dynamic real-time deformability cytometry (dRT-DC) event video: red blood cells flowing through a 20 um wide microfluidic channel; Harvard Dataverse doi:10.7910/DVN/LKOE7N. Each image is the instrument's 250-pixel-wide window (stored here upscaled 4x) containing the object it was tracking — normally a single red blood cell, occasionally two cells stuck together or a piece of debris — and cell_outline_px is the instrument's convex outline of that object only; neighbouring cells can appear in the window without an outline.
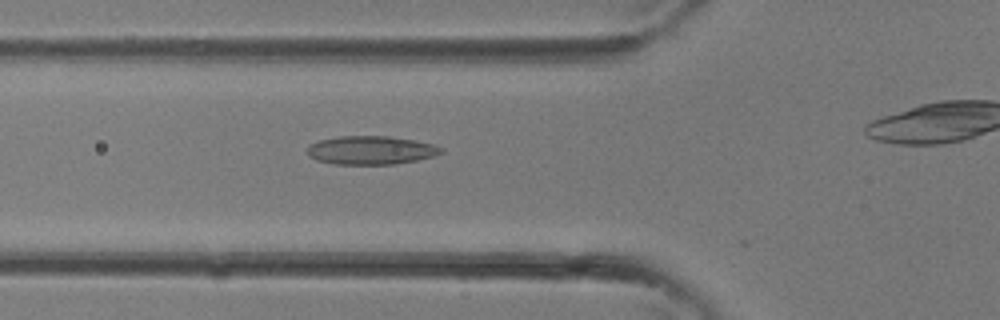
{"species": "common noctule bat (a hibernating species)", "species_latin": "Nyctalus noctula", "temperature_condition": "room temperature", "stored_images_in_passage": 20, "camera_frame_rate_fps": 3000, "um_per_image_px": 0.085, "animal": {"sex": "female"}, "frame": {"image": 1, "passage_image": 3, "time_ms": 0.667, "image_size_px": [1000, 320], "cell_outline_px": [[444, 152], [432, 156], [416, 160], [392, 164], [332, 164], [316, 160], [308, 156], [308, 144], [320, 140], [340, 136], [388, 136], [416, 140], [432, 144], [444, 148]], "centroid_in_image_um": [31.51, 12.76], "position_along_channel_um": 94.3, "area_um2": 22.25}}
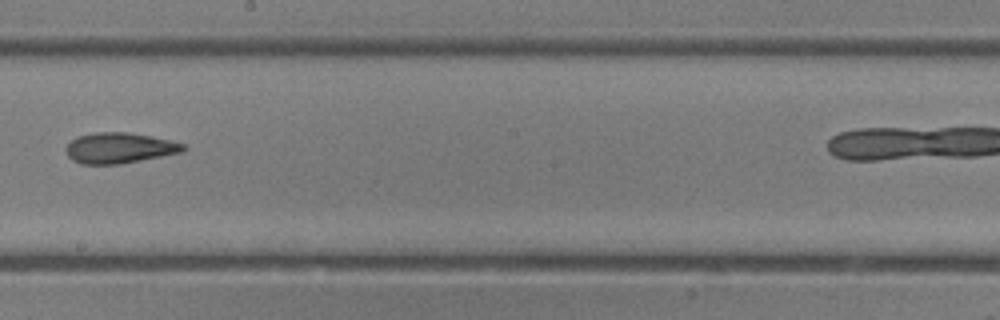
{"frame": {"image": 2, "passage_image": 10, "time_ms": 3.0, "image_size_px": [1000, 320], "cell_outline_px": [[188, 148], [184, 152], [120, 164], [80, 164], [72, 160], [68, 156], [64, 148], [76, 136], [96, 132], [128, 132], [168, 140], [184, 144]], "centroid_in_image_um": [10.13, 12.58], "position_along_channel_um": 238.1, "area_um2": 20.98}}
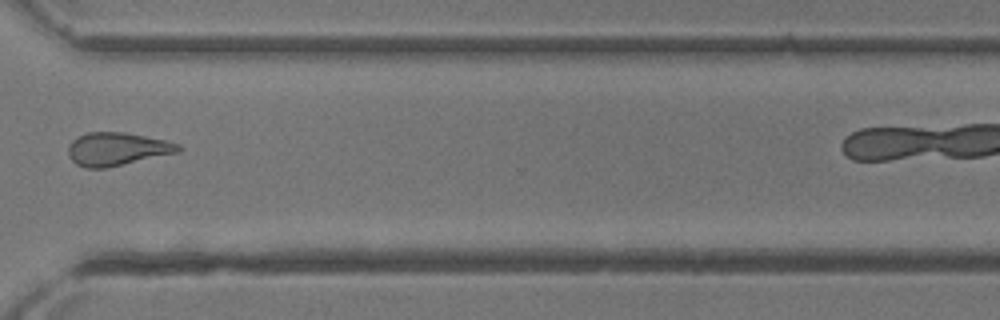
{"frame": {"image": 3, "passage_image": 16, "time_ms": 5.0, "image_size_px": [1000, 320], "cell_outline_px": [[184, 148], [180, 152], [104, 168], [88, 168], [76, 164], [68, 156], [68, 144], [76, 136], [88, 132], [124, 132], [164, 140], [180, 144]], "centroid_in_image_um": [9.94, 12.66], "position_along_channel_um": 360.7, "area_um2": 21.27}}